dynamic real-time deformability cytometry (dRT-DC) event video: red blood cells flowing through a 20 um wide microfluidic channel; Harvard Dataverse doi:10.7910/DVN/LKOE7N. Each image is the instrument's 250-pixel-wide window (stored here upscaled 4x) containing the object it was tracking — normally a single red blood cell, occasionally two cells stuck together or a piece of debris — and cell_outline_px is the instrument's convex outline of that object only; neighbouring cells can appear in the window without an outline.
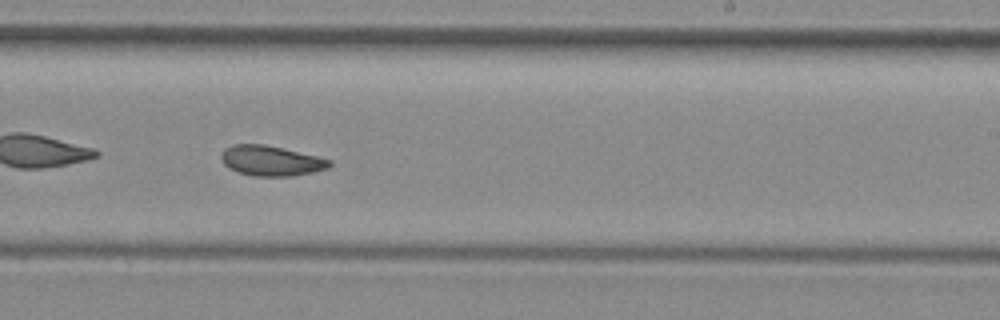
{"species": "common noctule bat (a hibernating species)", "species_latin": "Nyctalus noctula", "temperature_condition": "room temperature", "stored_images_in_passage": 36, "camera_frame_rate_fps": 3000, "um_per_image_px": 0.085, "animal": {"sex": "female", "body_mass_g": 29.2, "forearm_length_mm": 56.3}, "frame": {"image": 1, "passage_image": 16, "time_ms": 5.0, "image_size_px": [1000, 320], "cell_outline_px": [[332, 164], [328, 168], [312, 172], [292, 176], [252, 176], [228, 168], [224, 164], [220, 156], [224, 148], [232, 144], [264, 144], [316, 156], [332, 160]], "centroid_in_image_um": [23.02, 13.66], "position_along_channel_um": 266.0, "area_um2": 18.96}}
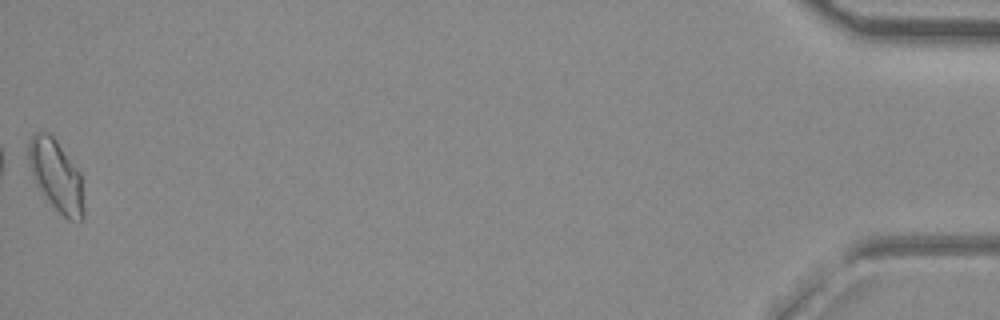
{"frame": {"image": 2, "passage_image": 36, "time_ms": 11.667, "image_size_px": [1000, 320], "cell_outline_px": [[84, 220], [80, 224], [68, 220], [52, 204], [36, 184], [28, 160], [28, 144], [32, 136], [36, 132], [48, 132], [56, 140], [80, 172], [84, 204]], "centroid_in_image_um": [4.82, 14.96], "position_along_channel_um": 430.4, "area_um2": 22.83}, "authors_computed_cell_mechanics": {"area_um2": 19.4786, "velocity_mm_per_s": 4.0552, "shape_relaxation_time_tau1_ms": null, "shape_relaxation_time_tau2_ms": 2.529, "deformation_change_tau1": null, "deformation_change_tau2": 0.0687}}